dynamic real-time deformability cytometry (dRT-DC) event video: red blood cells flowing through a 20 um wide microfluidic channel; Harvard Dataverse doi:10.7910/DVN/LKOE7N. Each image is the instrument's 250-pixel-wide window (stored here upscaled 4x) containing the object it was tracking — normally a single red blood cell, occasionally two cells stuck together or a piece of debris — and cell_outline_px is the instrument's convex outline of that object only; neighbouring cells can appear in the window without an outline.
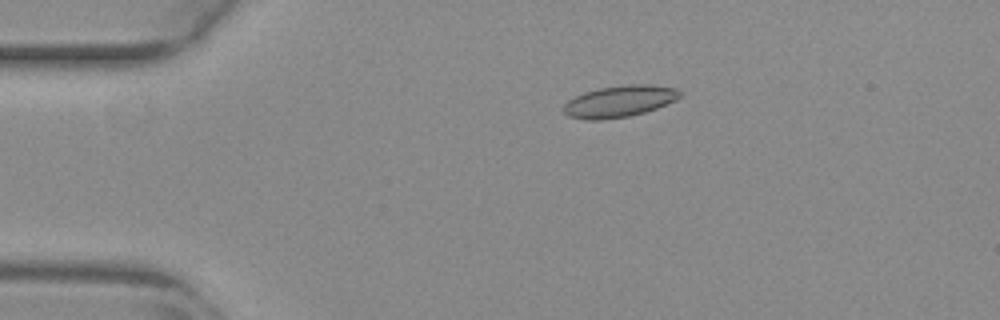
{"species": "common noctule bat (a hibernating species)", "species_latin": "Nyctalus noctula", "temperature_condition": "warm", "stored_images_in_passage": 22, "camera_frame_rate_fps": 3000, "um_per_image_px": 0.085, "animal": {"sex": "female", "body_mass_g": 29.2, "forearm_length_mm": 56.3}, "frame": {"image": 1, "passage_image": 2, "time_ms": 0.333, "image_size_px": [1000, 320], "cell_outline_px": [[680, 96], [676, 100], [656, 108], [644, 112], [628, 116], [600, 120], [588, 120], [568, 116], [564, 112], [564, 104], [568, 100], [584, 92], [600, 88], [628, 84], [652, 84], [676, 88], [680, 92]], "centroid_in_image_um": [52.65, 8.6], "position_along_channel_um": 32.3, "area_um2": 21.27}}
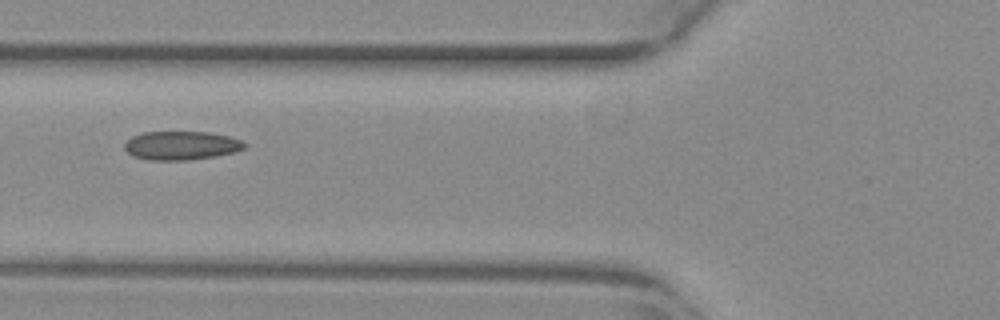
{"frame": {"image": 2, "passage_image": 12, "time_ms": 3.667, "image_size_px": [1000, 320], "cell_outline_px": [[248, 144], [244, 148], [236, 152], [216, 156], [188, 160], [148, 160], [132, 156], [124, 148], [124, 144], [132, 136], [144, 132], [208, 132], [228, 136], [240, 140]], "centroid_in_image_um": [15.41, 12.37], "position_along_channel_um": 110.4, "area_um2": 20.11}}
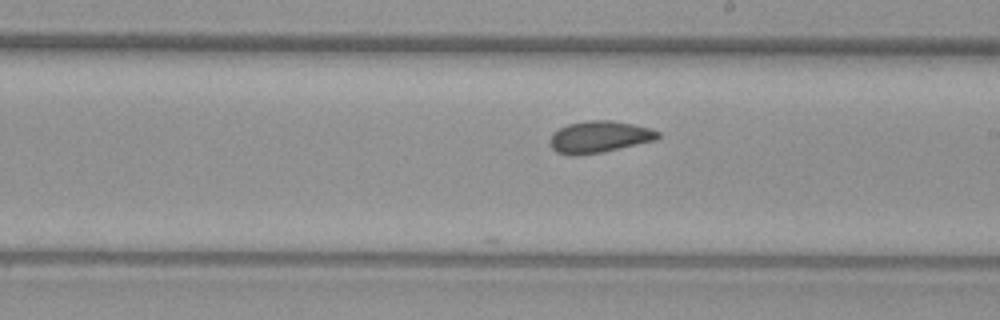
{"frame": {"image": 3, "passage_image": 22, "time_ms": 7.0, "image_size_px": [1000, 320], "cell_outline_px": [[660, 136], [656, 140], [600, 152], [572, 156], [556, 152], [552, 148], [552, 132], [568, 124], [588, 120], [608, 120], [632, 124], [652, 128], [660, 132]], "centroid_in_image_um": [50.96, 11.62], "position_along_channel_um": 238.0, "area_um2": 19.71}}